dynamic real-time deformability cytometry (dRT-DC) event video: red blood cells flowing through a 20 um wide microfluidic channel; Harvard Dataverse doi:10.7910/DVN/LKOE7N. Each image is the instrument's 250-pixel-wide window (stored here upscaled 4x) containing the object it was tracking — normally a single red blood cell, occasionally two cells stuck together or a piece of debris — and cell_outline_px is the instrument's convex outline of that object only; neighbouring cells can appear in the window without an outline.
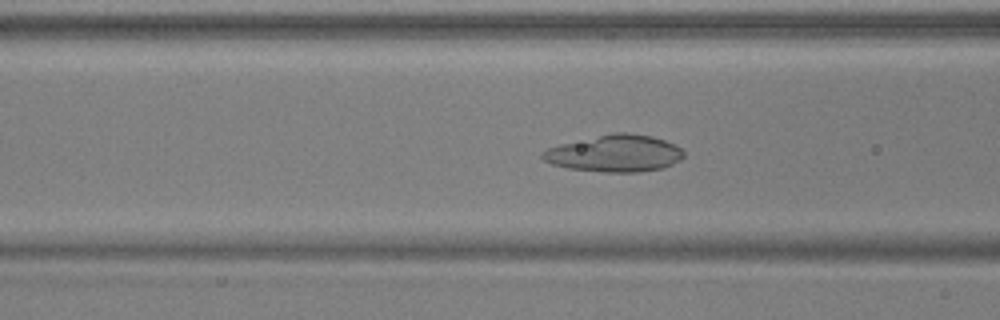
{"species": "common noctule bat (a hibernating species)", "species_latin": "Nyctalus noctula", "temperature_condition": "warm", "stored_images_in_passage": 37, "camera_frame_rate_fps": 3000, "um_per_image_px": 0.085, "animal": {"sex": "male", "body_mass_g": 17.9, "forearm_length_mm": 54.2}, "frame": {"image": 1, "passage_image": 6, "time_ms": 1.667, "image_size_px": [1000, 320], "cell_outline_px": [[684, 156], [680, 160], [664, 168], [640, 172], [604, 172], [568, 168], [552, 164], [544, 160], [540, 156], [540, 152], [548, 148], [560, 144], [612, 132], [628, 132], [652, 136], [664, 140], [680, 148], [684, 152]], "centroid_in_image_um": [52.25, 13.04], "position_along_channel_um": 114.4, "area_um2": 30.46}}
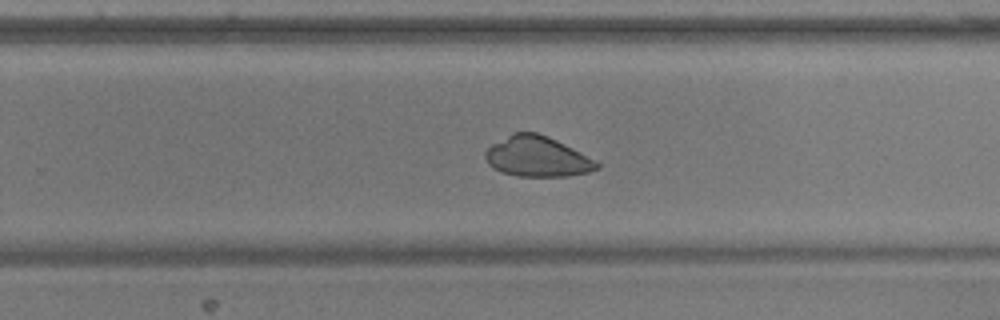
{"frame": {"image": 2, "passage_image": 19, "time_ms": 6.0, "image_size_px": [1000, 320], "cell_outline_px": [[600, 168], [588, 172], [568, 176], [516, 176], [500, 172], [492, 168], [488, 164], [484, 156], [484, 152], [492, 144], [512, 132], [536, 132], [548, 136], [580, 152], [600, 164]], "centroid_in_image_um": [45.62, 13.31], "position_along_channel_um": 284.2, "area_um2": 26.24}}
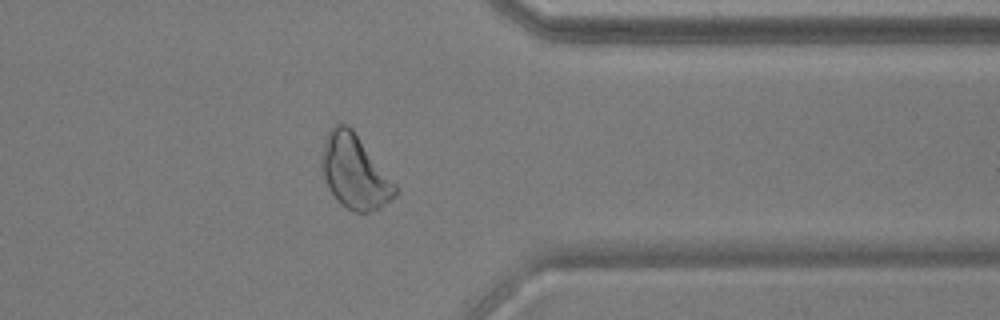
{"frame": {"image": 3, "passage_image": 27, "time_ms": 8.667, "image_size_px": [1000, 320], "cell_outline_px": [[400, 192], [380, 208], [368, 212], [352, 212], [328, 188], [320, 164], [320, 160], [324, 144], [328, 132], [336, 124], [348, 124], [352, 128], [400, 188]], "centroid_in_image_um": [30.19, 14.6], "position_along_channel_um": 381.2, "area_um2": 31.5}, "authors_computed_cell_mechanics": {"area_um2": 29.767, "velocity_mm_per_s": 3.9279, "shape_relaxation_time_tau1_ms": 5.0182, "shape_relaxation_time_tau2_ms": null, "deformation_change_tau1": 0.1658, "deformation_change_tau2": null}}